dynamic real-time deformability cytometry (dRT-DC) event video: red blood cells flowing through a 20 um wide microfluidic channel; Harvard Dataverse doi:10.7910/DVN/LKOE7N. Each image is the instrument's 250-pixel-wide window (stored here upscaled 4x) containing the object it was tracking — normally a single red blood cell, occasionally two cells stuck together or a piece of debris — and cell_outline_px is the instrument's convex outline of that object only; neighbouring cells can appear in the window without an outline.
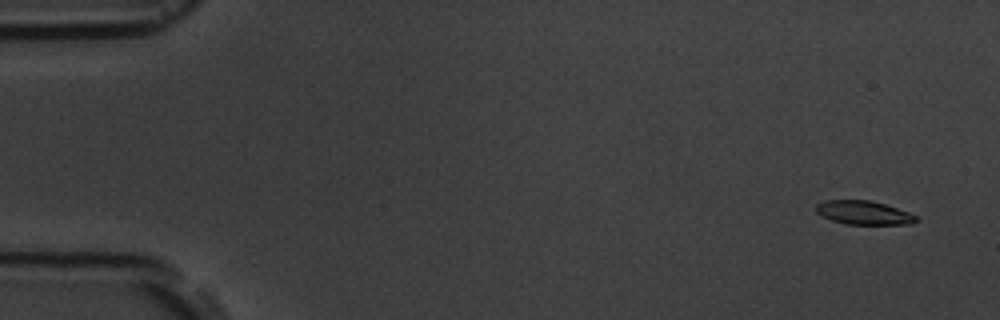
{"species": "common noctule bat (a hibernating species)", "species_latin": "Nyctalus noctula", "temperature_condition": "room temperature", "stored_images_in_passage": 5, "camera_frame_rate_fps": 3000, "um_per_image_px": 0.085, "animal": {"sex": "male", "body_mass_g": 19.5, "forearm_length_mm": 54.6}, "frame": {"image": 1, "passage_image": 2, "time_ms": 1.0, "image_size_px": [1000, 320], "cell_outline_px": [[916, 220], [912, 224], [844, 224], [832, 220], [816, 212], [816, 204], [824, 200], [872, 200], [908, 212], [916, 216]], "centroid_in_image_um": [73.39, 18.07], "position_along_channel_um": 11.6, "area_um2": 13.7}}
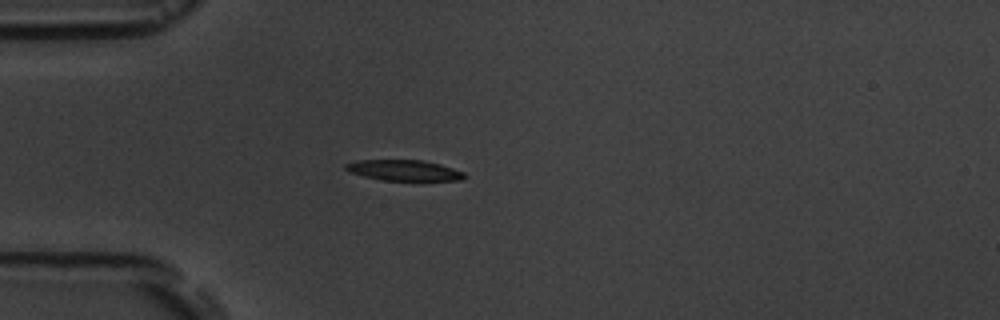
{"frame": {"image": 2, "passage_image": 5, "time_ms": 5.333, "image_size_px": [1000, 320], "cell_outline_px": [[468, 176], [460, 180], [384, 180], [364, 176], [348, 172], [344, 168], [344, 164], [356, 160], [420, 160], [440, 164], [464, 172]], "centroid_in_image_um": [34.32, 14.47], "position_along_channel_um": 50.7, "area_um2": 14.28}}